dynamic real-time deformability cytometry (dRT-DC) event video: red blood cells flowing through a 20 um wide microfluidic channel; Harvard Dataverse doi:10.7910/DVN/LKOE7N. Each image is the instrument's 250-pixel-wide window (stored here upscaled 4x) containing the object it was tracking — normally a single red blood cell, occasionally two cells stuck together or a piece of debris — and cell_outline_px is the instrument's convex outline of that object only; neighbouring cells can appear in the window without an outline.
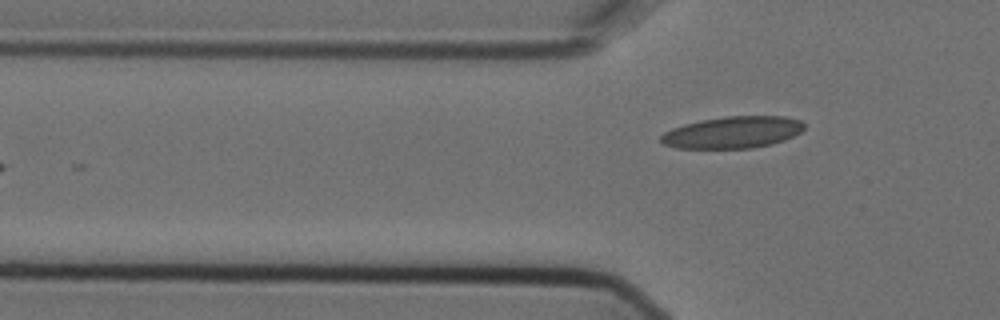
{"species": "Egyptian fruit bat (a non-hibernating species)", "species_latin": "Rousettus aegyptiacus", "temperature_condition": "cold", "stored_images_in_passage": 3, "camera_frame_rate_fps": 3000, "um_per_image_px": 0.085, "animal": {"sex": "female"}, "frame": {"image": 1, "passage_image": 3, "time_ms": 0.667, "image_size_px": [1000, 320], "cell_outline_px": [[804, 128], [800, 132], [784, 140], [772, 144], [752, 148], [676, 148], [664, 144], [660, 140], [660, 136], [664, 132], [672, 128], [684, 124], [700, 120], [724, 116], [784, 116], [800, 120], [804, 124]], "centroid_in_image_um": [62.26, 11.24], "position_along_channel_um": 63.5, "area_um2": 26.59}}